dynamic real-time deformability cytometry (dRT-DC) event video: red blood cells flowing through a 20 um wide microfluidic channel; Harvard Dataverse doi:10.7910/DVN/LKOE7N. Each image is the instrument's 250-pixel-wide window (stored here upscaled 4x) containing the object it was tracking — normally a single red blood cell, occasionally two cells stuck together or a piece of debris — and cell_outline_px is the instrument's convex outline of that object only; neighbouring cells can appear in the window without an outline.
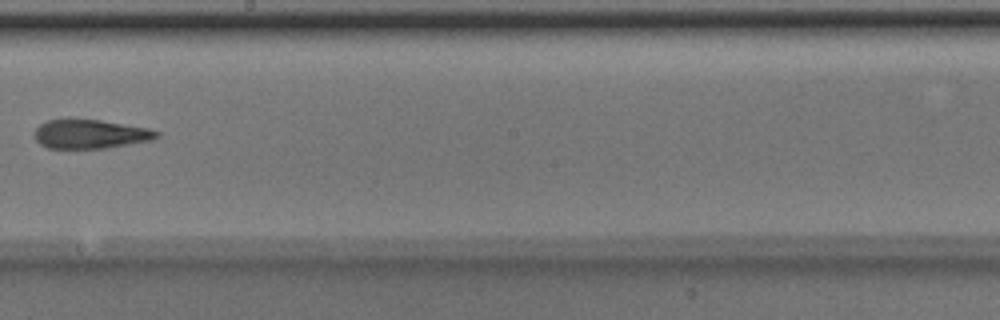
{"species": "Egyptian fruit bat (a non-hibernating species)", "species_latin": "Rousettus aegyptiacus", "temperature_condition": "room temperature", "stored_images_in_passage": 7, "camera_frame_rate_fps": 3000, "um_per_image_px": 0.085, "animal": {"sex": "male"}, "frame": {"image": 1, "passage_image": 7, "time_ms": 2.0, "image_size_px": [1000, 320], "cell_outline_px": [[160, 136], [152, 140], [104, 148], [48, 148], [40, 144], [36, 140], [36, 128], [40, 124], [48, 120], [100, 120], [148, 128], [160, 132]], "centroid_in_image_um": [7.71, 11.4], "position_along_channel_um": 240.5, "area_um2": 20.29}}